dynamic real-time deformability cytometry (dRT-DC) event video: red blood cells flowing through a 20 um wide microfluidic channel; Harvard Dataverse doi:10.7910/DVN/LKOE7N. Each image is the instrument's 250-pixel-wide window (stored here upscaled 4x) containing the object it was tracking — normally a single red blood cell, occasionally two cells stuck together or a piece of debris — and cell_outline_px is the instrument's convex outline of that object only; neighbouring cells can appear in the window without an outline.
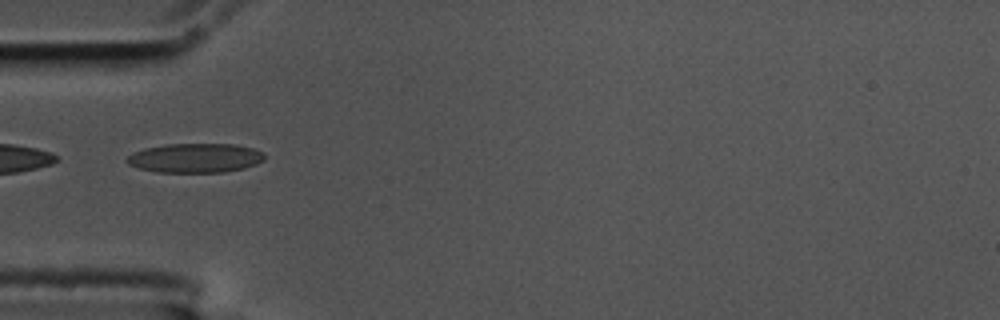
{"species": "common noctule bat (a hibernating species)", "species_latin": "Nyctalus noctula", "temperature_condition": "cold", "stored_images_in_passage": 22, "camera_frame_rate_fps": 3000, "um_per_image_px": 0.085, "animal": {"sex": "male", "body_mass_g": 17.5, "forearm_length_mm": 52.3}, "frame": {"image": 1, "passage_image": 1, "time_ms": 0.0, "image_size_px": [1000, 320], "cell_outline_px": [[264, 160], [256, 164], [244, 168], [224, 172], [156, 172], [140, 168], [128, 164], [124, 160], [132, 152], [144, 148], [164, 144], [236, 144], [252, 148], [264, 152]], "centroid_in_image_um": [16.58, 13.42], "position_along_channel_um": 68.4, "area_um2": 23.64}}